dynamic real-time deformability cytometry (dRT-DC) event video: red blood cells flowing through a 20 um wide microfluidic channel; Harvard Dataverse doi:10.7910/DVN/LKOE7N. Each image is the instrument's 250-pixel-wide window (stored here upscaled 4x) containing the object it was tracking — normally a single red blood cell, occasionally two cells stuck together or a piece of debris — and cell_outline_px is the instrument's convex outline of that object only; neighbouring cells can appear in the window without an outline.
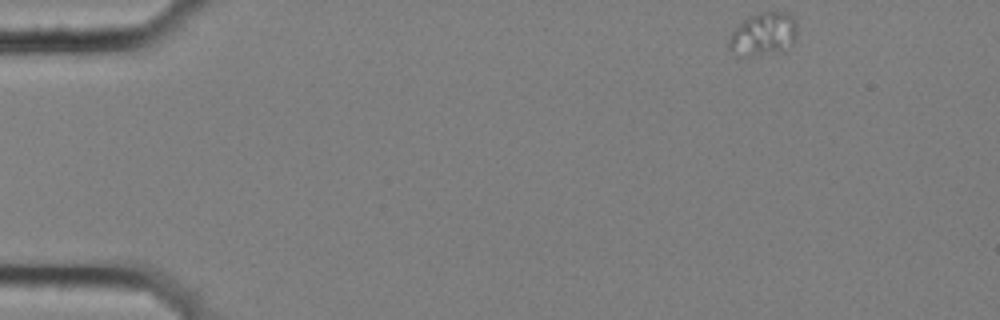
{"species": "common noctule bat (a hibernating species)", "species_latin": "Nyctalus noctula", "temperature_condition": "cold", "stored_images_in_passage": 6, "camera_frame_rate_fps": 3000, "um_per_image_px": 0.085, "animal": {"sex": "female", "body_mass_g": 25.1}, "frame": {"image": 1, "passage_image": 6, "time_ms": 1.667, "image_size_px": [1000, 320], "cell_outline_px": [[796, 40], [792, 44], [780, 48], [744, 56], [740, 56], [728, 48], [728, 36], [748, 16], [756, 12], [788, 12], [796, 20]], "centroid_in_image_um": [64.86, 2.82], "position_along_channel_um": 20.1, "area_um2": 16.59}}